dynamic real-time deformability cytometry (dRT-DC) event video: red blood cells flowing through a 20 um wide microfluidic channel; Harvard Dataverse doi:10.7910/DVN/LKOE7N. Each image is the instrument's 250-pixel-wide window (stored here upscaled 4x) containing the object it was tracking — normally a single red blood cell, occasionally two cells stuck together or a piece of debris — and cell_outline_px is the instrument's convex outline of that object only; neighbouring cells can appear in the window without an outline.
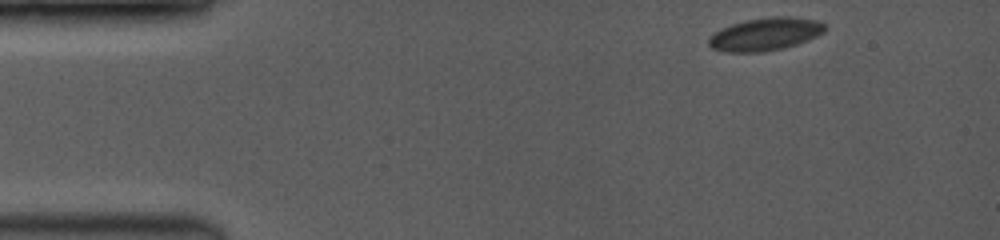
{"species": "common noctule bat (a hibernating species)", "species_latin": "Nyctalus noctula", "temperature_condition": "room temperature", "stored_images_in_passage": 28, "camera_frame_rate_fps": 3500, "um_per_image_px": 0.085, "animal": {"sex": "female", "body_mass_g": 19.0, "forearm_length_mm": 53.3}, "frame": {"image": 1, "passage_image": 1, "time_ms": 0.0, "image_size_px": [1000, 240], "cell_outline_px": [[828, 28], [824, 32], [808, 40], [796, 44], [764, 52], [724, 52], [712, 48], [708, 44], [708, 36], [720, 28], [744, 20], [776, 16], [788, 16], [816, 20], [824, 24]], "centroid_in_image_um": [65.01, 2.9], "position_along_channel_um": 20.0, "area_um2": 22.31}}
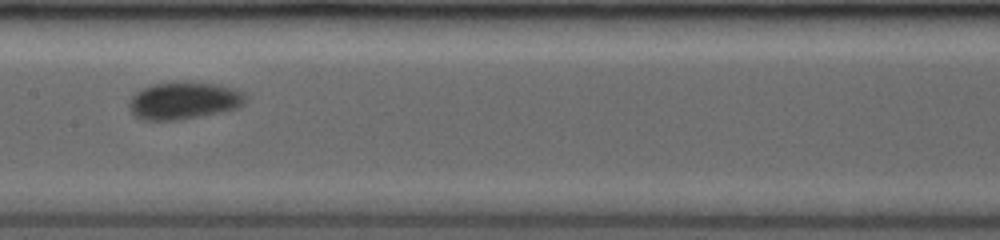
{"frame": {"image": 2, "passage_image": 13, "time_ms": 6.571, "image_size_px": [1000, 240], "cell_outline_px": [[244, 104], [240, 108], [180, 120], [144, 120], [136, 116], [128, 108], [128, 104], [132, 96], [136, 92], [152, 84], [176, 80], [184, 80], [220, 84], [244, 92]], "centroid_in_image_um": [15.63, 8.52], "position_along_channel_um": 191.8, "area_um2": 25.78}}
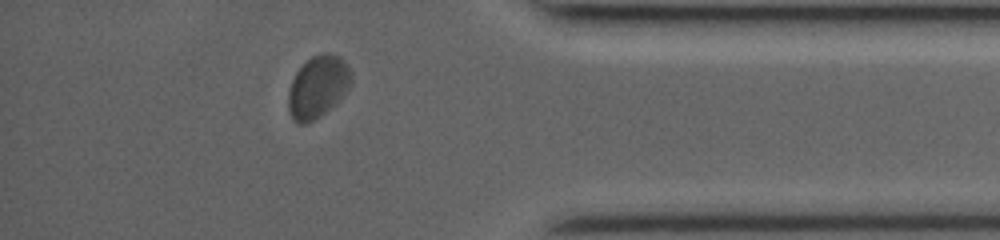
{"frame": {"image": 3, "passage_image": 24, "time_ms": 12.286, "image_size_px": [1000, 240], "cell_outline_px": [[352, 84], [344, 96], [336, 104], [320, 116], [304, 124], [296, 124], [292, 120], [288, 112], [288, 92], [292, 80], [296, 72], [312, 56], [320, 52], [328, 52], [340, 56], [344, 60], [352, 72]], "centroid_in_image_um": [27.04, 7.38], "position_along_channel_um": 408.2, "area_um2": 23.24}, "authors_computed_cell_mechanics": {"area_um2": 23.2067, "velocity_mm_per_s": 3.9907, "shape_relaxation_time_tau1_ms": 2.1971, "shape_relaxation_time_tau2_ms": null, "deformation_change_tau1": 0.0473, "deformation_change_tau2": null}}